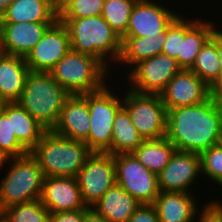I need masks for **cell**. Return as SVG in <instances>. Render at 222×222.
<instances>
[{
	"instance_id": "obj_1",
	"label": "cell",
	"mask_w": 222,
	"mask_h": 222,
	"mask_svg": "<svg viewBox=\"0 0 222 222\" xmlns=\"http://www.w3.org/2000/svg\"><path fill=\"white\" fill-rule=\"evenodd\" d=\"M222 128V107L212 95L204 102L167 111L166 138L176 150L200 154L217 144Z\"/></svg>"
},
{
	"instance_id": "obj_2",
	"label": "cell",
	"mask_w": 222,
	"mask_h": 222,
	"mask_svg": "<svg viewBox=\"0 0 222 222\" xmlns=\"http://www.w3.org/2000/svg\"><path fill=\"white\" fill-rule=\"evenodd\" d=\"M93 151L80 140L46 131L30 154L45 177H77Z\"/></svg>"
},
{
	"instance_id": "obj_3",
	"label": "cell",
	"mask_w": 222,
	"mask_h": 222,
	"mask_svg": "<svg viewBox=\"0 0 222 222\" xmlns=\"http://www.w3.org/2000/svg\"><path fill=\"white\" fill-rule=\"evenodd\" d=\"M58 20L67 27L72 50L99 59L108 69L109 62L117 64L122 40L101 15Z\"/></svg>"
},
{
	"instance_id": "obj_4",
	"label": "cell",
	"mask_w": 222,
	"mask_h": 222,
	"mask_svg": "<svg viewBox=\"0 0 222 222\" xmlns=\"http://www.w3.org/2000/svg\"><path fill=\"white\" fill-rule=\"evenodd\" d=\"M69 95L50 72L30 71L17 102L49 131L56 126Z\"/></svg>"
},
{
	"instance_id": "obj_5",
	"label": "cell",
	"mask_w": 222,
	"mask_h": 222,
	"mask_svg": "<svg viewBox=\"0 0 222 222\" xmlns=\"http://www.w3.org/2000/svg\"><path fill=\"white\" fill-rule=\"evenodd\" d=\"M7 163L11 166L0 182V213L12 205L40 199L45 177L30 152L3 159L0 169Z\"/></svg>"
},
{
	"instance_id": "obj_6",
	"label": "cell",
	"mask_w": 222,
	"mask_h": 222,
	"mask_svg": "<svg viewBox=\"0 0 222 222\" xmlns=\"http://www.w3.org/2000/svg\"><path fill=\"white\" fill-rule=\"evenodd\" d=\"M108 70L99 59L71 49L50 73L70 95H76L104 87Z\"/></svg>"
},
{
	"instance_id": "obj_7",
	"label": "cell",
	"mask_w": 222,
	"mask_h": 222,
	"mask_svg": "<svg viewBox=\"0 0 222 222\" xmlns=\"http://www.w3.org/2000/svg\"><path fill=\"white\" fill-rule=\"evenodd\" d=\"M105 85L88 93L90 131L84 143L93 151L106 153L111 148L113 122L122 108L123 99Z\"/></svg>"
},
{
	"instance_id": "obj_8",
	"label": "cell",
	"mask_w": 222,
	"mask_h": 222,
	"mask_svg": "<svg viewBox=\"0 0 222 222\" xmlns=\"http://www.w3.org/2000/svg\"><path fill=\"white\" fill-rule=\"evenodd\" d=\"M123 93L122 107L143 140L166 137L167 109L159 94H142L130 89Z\"/></svg>"
},
{
	"instance_id": "obj_9",
	"label": "cell",
	"mask_w": 222,
	"mask_h": 222,
	"mask_svg": "<svg viewBox=\"0 0 222 222\" xmlns=\"http://www.w3.org/2000/svg\"><path fill=\"white\" fill-rule=\"evenodd\" d=\"M116 184L141 204H153L160 193L158 175L141 164L133 153L114 155Z\"/></svg>"
},
{
	"instance_id": "obj_10",
	"label": "cell",
	"mask_w": 222,
	"mask_h": 222,
	"mask_svg": "<svg viewBox=\"0 0 222 222\" xmlns=\"http://www.w3.org/2000/svg\"><path fill=\"white\" fill-rule=\"evenodd\" d=\"M129 86L132 91L142 94H159L168 82L182 69L177 60L165 54H158L127 69Z\"/></svg>"
},
{
	"instance_id": "obj_11",
	"label": "cell",
	"mask_w": 222,
	"mask_h": 222,
	"mask_svg": "<svg viewBox=\"0 0 222 222\" xmlns=\"http://www.w3.org/2000/svg\"><path fill=\"white\" fill-rule=\"evenodd\" d=\"M81 196L92 207L104 193L116 184L114 155L93 152L77 175Z\"/></svg>"
},
{
	"instance_id": "obj_12",
	"label": "cell",
	"mask_w": 222,
	"mask_h": 222,
	"mask_svg": "<svg viewBox=\"0 0 222 222\" xmlns=\"http://www.w3.org/2000/svg\"><path fill=\"white\" fill-rule=\"evenodd\" d=\"M71 50L67 27L57 20L25 57L30 71L50 72Z\"/></svg>"
},
{
	"instance_id": "obj_13",
	"label": "cell",
	"mask_w": 222,
	"mask_h": 222,
	"mask_svg": "<svg viewBox=\"0 0 222 222\" xmlns=\"http://www.w3.org/2000/svg\"><path fill=\"white\" fill-rule=\"evenodd\" d=\"M178 15V12L176 14L154 0H138L131 12L127 30L121 37L163 35Z\"/></svg>"
},
{
	"instance_id": "obj_14",
	"label": "cell",
	"mask_w": 222,
	"mask_h": 222,
	"mask_svg": "<svg viewBox=\"0 0 222 222\" xmlns=\"http://www.w3.org/2000/svg\"><path fill=\"white\" fill-rule=\"evenodd\" d=\"M157 175L160 191L191 193L189 188L201 175L200 155L176 150Z\"/></svg>"
},
{
	"instance_id": "obj_15",
	"label": "cell",
	"mask_w": 222,
	"mask_h": 222,
	"mask_svg": "<svg viewBox=\"0 0 222 222\" xmlns=\"http://www.w3.org/2000/svg\"><path fill=\"white\" fill-rule=\"evenodd\" d=\"M212 90L202 79L189 70H181L160 93L167 111L173 108L193 106L206 101Z\"/></svg>"
},
{
	"instance_id": "obj_16",
	"label": "cell",
	"mask_w": 222,
	"mask_h": 222,
	"mask_svg": "<svg viewBox=\"0 0 222 222\" xmlns=\"http://www.w3.org/2000/svg\"><path fill=\"white\" fill-rule=\"evenodd\" d=\"M40 200L50 213L87 208L75 177H44Z\"/></svg>"
},
{
	"instance_id": "obj_17",
	"label": "cell",
	"mask_w": 222,
	"mask_h": 222,
	"mask_svg": "<svg viewBox=\"0 0 222 222\" xmlns=\"http://www.w3.org/2000/svg\"><path fill=\"white\" fill-rule=\"evenodd\" d=\"M54 23H0V49L4 54L26 57Z\"/></svg>"
},
{
	"instance_id": "obj_18",
	"label": "cell",
	"mask_w": 222,
	"mask_h": 222,
	"mask_svg": "<svg viewBox=\"0 0 222 222\" xmlns=\"http://www.w3.org/2000/svg\"><path fill=\"white\" fill-rule=\"evenodd\" d=\"M55 134L85 141L90 131L88 93L69 95L64 101L59 120L52 130Z\"/></svg>"
},
{
	"instance_id": "obj_19",
	"label": "cell",
	"mask_w": 222,
	"mask_h": 222,
	"mask_svg": "<svg viewBox=\"0 0 222 222\" xmlns=\"http://www.w3.org/2000/svg\"><path fill=\"white\" fill-rule=\"evenodd\" d=\"M193 193L160 191L153 205L159 222H194L199 210Z\"/></svg>"
},
{
	"instance_id": "obj_20",
	"label": "cell",
	"mask_w": 222,
	"mask_h": 222,
	"mask_svg": "<svg viewBox=\"0 0 222 222\" xmlns=\"http://www.w3.org/2000/svg\"><path fill=\"white\" fill-rule=\"evenodd\" d=\"M57 20L56 0H13L0 23H55Z\"/></svg>"
},
{
	"instance_id": "obj_21",
	"label": "cell",
	"mask_w": 222,
	"mask_h": 222,
	"mask_svg": "<svg viewBox=\"0 0 222 222\" xmlns=\"http://www.w3.org/2000/svg\"><path fill=\"white\" fill-rule=\"evenodd\" d=\"M29 73L24 57L3 53L0 56V99L17 102Z\"/></svg>"
},
{
	"instance_id": "obj_22",
	"label": "cell",
	"mask_w": 222,
	"mask_h": 222,
	"mask_svg": "<svg viewBox=\"0 0 222 222\" xmlns=\"http://www.w3.org/2000/svg\"><path fill=\"white\" fill-rule=\"evenodd\" d=\"M188 19V20H186ZM216 23L207 20L189 19L184 16V41H182L181 55L177 63L183 70H188L194 63L201 48L211 38Z\"/></svg>"
},
{
	"instance_id": "obj_23",
	"label": "cell",
	"mask_w": 222,
	"mask_h": 222,
	"mask_svg": "<svg viewBox=\"0 0 222 222\" xmlns=\"http://www.w3.org/2000/svg\"><path fill=\"white\" fill-rule=\"evenodd\" d=\"M2 112L10 119L12 133L29 152L47 131L18 102H5Z\"/></svg>"
},
{
	"instance_id": "obj_24",
	"label": "cell",
	"mask_w": 222,
	"mask_h": 222,
	"mask_svg": "<svg viewBox=\"0 0 222 222\" xmlns=\"http://www.w3.org/2000/svg\"><path fill=\"white\" fill-rule=\"evenodd\" d=\"M121 186L115 184L92 206L109 222H127L140 206Z\"/></svg>"
},
{
	"instance_id": "obj_25",
	"label": "cell",
	"mask_w": 222,
	"mask_h": 222,
	"mask_svg": "<svg viewBox=\"0 0 222 222\" xmlns=\"http://www.w3.org/2000/svg\"><path fill=\"white\" fill-rule=\"evenodd\" d=\"M121 40L122 50L118 64H126L132 68L139 61L162 53L166 32L148 37H121Z\"/></svg>"
},
{
	"instance_id": "obj_26",
	"label": "cell",
	"mask_w": 222,
	"mask_h": 222,
	"mask_svg": "<svg viewBox=\"0 0 222 222\" xmlns=\"http://www.w3.org/2000/svg\"><path fill=\"white\" fill-rule=\"evenodd\" d=\"M143 141L128 112L122 107L116 113L112 129L111 148L106 153L112 155L132 153Z\"/></svg>"
},
{
	"instance_id": "obj_27",
	"label": "cell",
	"mask_w": 222,
	"mask_h": 222,
	"mask_svg": "<svg viewBox=\"0 0 222 222\" xmlns=\"http://www.w3.org/2000/svg\"><path fill=\"white\" fill-rule=\"evenodd\" d=\"M175 151V145L164 137L144 140L132 153L148 170L159 174L169 163Z\"/></svg>"
},
{
	"instance_id": "obj_28",
	"label": "cell",
	"mask_w": 222,
	"mask_h": 222,
	"mask_svg": "<svg viewBox=\"0 0 222 222\" xmlns=\"http://www.w3.org/2000/svg\"><path fill=\"white\" fill-rule=\"evenodd\" d=\"M188 70L195 73L210 88L220 80L219 56L216 49V28Z\"/></svg>"
},
{
	"instance_id": "obj_29",
	"label": "cell",
	"mask_w": 222,
	"mask_h": 222,
	"mask_svg": "<svg viewBox=\"0 0 222 222\" xmlns=\"http://www.w3.org/2000/svg\"><path fill=\"white\" fill-rule=\"evenodd\" d=\"M3 222H50V212L40 199L7 207L0 213Z\"/></svg>"
},
{
	"instance_id": "obj_30",
	"label": "cell",
	"mask_w": 222,
	"mask_h": 222,
	"mask_svg": "<svg viewBox=\"0 0 222 222\" xmlns=\"http://www.w3.org/2000/svg\"><path fill=\"white\" fill-rule=\"evenodd\" d=\"M138 0H105L101 16L121 37L127 30L131 12Z\"/></svg>"
},
{
	"instance_id": "obj_31",
	"label": "cell",
	"mask_w": 222,
	"mask_h": 222,
	"mask_svg": "<svg viewBox=\"0 0 222 222\" xmlns=\"http://www.w3.org/2000/svg\"><path fill=\"white\" fill-rule=\"evenodd\" d=\"M105 0H67L58 9V19L100 16Z\"/></svg>"
},
{
	"instance_id": "obj_32",
	"label": "cell",
	"mask_w": 222,
	"mask_h": 222,
	"mask_svg": "<svg viewBox=\"0 0 222 222\" xmlns=\"http://www.w3.org/2000/svg\"><path fill=\"white\" fill-rule=\"evenodd\" d=\"M29 151L18 141L15 133H12L10 119L0 113V158L8 159L28 154Z\"/></svg>"
},
{
	"instance_id": "obj_33",
	"label": "cell",
	"mask_w": 222,
	"mask_h": 222,
	"mask_svg": "<svg viewBox=\"0 0 222 222\" xmlns=\"http://www.w3.org/2000/svg\"><path fill=\"white\" fill-rule=\"evenodd\" d=\"M201 174L222 187V149L217 145L200 154Z\"/></svg>"
},
{
	"instance_id": "obj_34",
	"label": "cell",
	"mask_w": 222,
	"mask_h": 222,
	"mask_svg": "<svg viewBox=\"0 0 222 222\" xmlns=\"http://www.w3.org/2000/svg\"><path fill=\"white\" fill-rule=\"evenodd\" d=\"M182 41H184V16L180 14L166 29L162 54L177 59L181 55Z\"/></svg>"
},
{
	"instance_id": "obj_35",
	"label": "cell",
	"mask_w": 222,
	"mask_h": 222,
	"mask_svg": "<svg viewBox=\"0 0 222 222\" xmlns=\"http://www.w3.org/2000/svg\"><path fill=\"white\" fill-rule=\"evenodd\" d=\"M202 207L203 209L200 210L202 213L197 210V214H195V219H197L198 222H222V202L210 200L209 203Z\"/></svg>"
},
{
	"instance_id": "obj_36",
	"label": "cell",
	"mask_w": 222,
	"mask_h": 222,
	"mask_svg": "<svg viewBox=\"0 0 222 222\" xmlns=\"http://www.w3.org/2000/svg\"><path fill=\"white\" fill-rule=\"evenodd\" d=\"M127 222H159L157 210L153 204H140Z\"/></svg>"
},
{
	"instance_id": "obj_37",
	"label": "cell",
	"mask_w": 222,
	"mask_h": 222,
	"mask_svg": "<svg viewBox=\"0 0 222 222\" xmlns=\"http://www.w3.org/2000/svg\"><path fill=\"white\" fill-rule=\"evenodd\" d=\"M50 222H84V209L50 213Z\"/></svg>"
},
{
	"instance_id": "obj_38",
	"label": "cell",
	"mask_w": 222,
	"mask_h": 222,
	"mask_svg": "<svg viewBox=\"0 0 222 222\" xmlns=\"http://www.w3.org/2000/svg\"><path fill=\"white\" fill-rule=\"evenodd\" d=\"M84 222H109L104 216L100 215L94 208L84 209Z\"/></svg>"
},
{
	"instance_id": "obj_39",
	"label": "cell",
	"mask_w": 222,
	"mask_h": 222,
	"mask_svg": "<svg viewBox=\"0 0 222 222\" xmlns=\"http://www.w3.org/2000/svg\"><path fill=\"white\" fill-rule=\"evenodd\" d=\"M216 49L219 56L220 79H222V30L216 29Z\"/></svg>"
},
{
	"instance_id": "obj_40",
	"label": "cell",
	"mask_w": 222,
	"mask_h": 222,
	"mask_svg": "<svg viewBox=\"0 0 222 222\" xmlns=\"http://www.w3.org/2000/svg\"><path fill=\"white\" fill-rule=\"evenodd\" d=\"M211 90L215 102L222 107V79H220Z\"/></svg>"
},
{
	"instance_id": "obj_41",
	"label": "cell",
	"mask_w": 222,
	"mask_h": 222,
	"mask_svg": "<svg viewBox=\"0 0 222 222\" xmlns=\"http://www.w3.org/2000/svg\"><path fill=\"white\" fill-rule=\"evenodd\" d=\"M13 0H0V19L6 13L9 5Z\"/></svg>"
},
{
	"instance_id": "obj_42",
	"label": "cell",
	"mask_w": 222,
	"mask_h": 222,
	"mask_svg": "<svg viewBox=\"0 0 222 222\" xmlns=\"http://www.w3.org/2000/svg\"><path fill=\"white\" fill-rule=\"evenodd\" d=\"M219 148L222 149V128H221V131H220V134L218 136V140H217V144H216Z\"/></svg>"
},
{
	"instance_id": "obj_43",
	"label": "cell",
	"mask_w": 222,
	"mask_h": 222,
	"mask_svg": "<svg viewBox=\"0 0 222 222\" xmlns=\"http://www.w3.org/2000/svg\"><path fill=\"white\" fill-rule=\"evenodd\" d=\"M67 0H56L57 8L59 9Z\"/></svg>"
},
{
	"instance_id": "obj_44",
	"label": "cell",
	"mask_w": 222,
	"mask_h": 222,
	"mask_svg": "<svg viewBox=\"0 0 222 222\" xmlns=\"http://www.w3.org/2000/svg\"><path fill=\"white\" fill-rule=\"evenodd\" d=\"M4 104L5 102L2 99H0V113L2 112Z\"/></svg>"
}]
</instances>
